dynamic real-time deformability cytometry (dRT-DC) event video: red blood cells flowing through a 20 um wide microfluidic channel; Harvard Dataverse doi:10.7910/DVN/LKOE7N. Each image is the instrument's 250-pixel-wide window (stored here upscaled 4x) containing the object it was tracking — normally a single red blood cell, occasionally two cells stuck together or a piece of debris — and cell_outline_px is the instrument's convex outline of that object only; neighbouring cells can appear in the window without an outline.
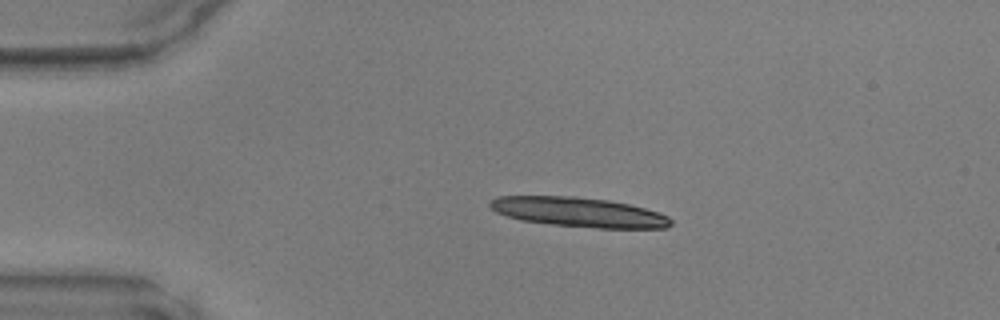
{"species": "common noctule bat (a hibernating species)", "species_latin": "Nyctalus noctula", "temperature_condition": "warm", "stored_images_in_passage": 27, "camera_frame_rate_fps": 3000, "um_per_image_px": 0.085, "animal": {"sex": "male", "body_mass_g": 17.9, "forearm_length_mm": 54.2}, "frame": {"image": 1, "passage_image": 1, "time_ms": 0.0, "image_size_px": [1000, 320], "cell_outline_px": [[672, 224], [668, 228], [596, 228], [552, 224], [520, 220], [496, 212], [488, 204], [496, 196], [576, 196], [608, 200], [628, 204], [660, 212], [668, 216], [672, 220]], "centroid_in_image_um": [49.23, 18.03], "position_along_channel_um": 35.8, "area_um2": 31.21}}